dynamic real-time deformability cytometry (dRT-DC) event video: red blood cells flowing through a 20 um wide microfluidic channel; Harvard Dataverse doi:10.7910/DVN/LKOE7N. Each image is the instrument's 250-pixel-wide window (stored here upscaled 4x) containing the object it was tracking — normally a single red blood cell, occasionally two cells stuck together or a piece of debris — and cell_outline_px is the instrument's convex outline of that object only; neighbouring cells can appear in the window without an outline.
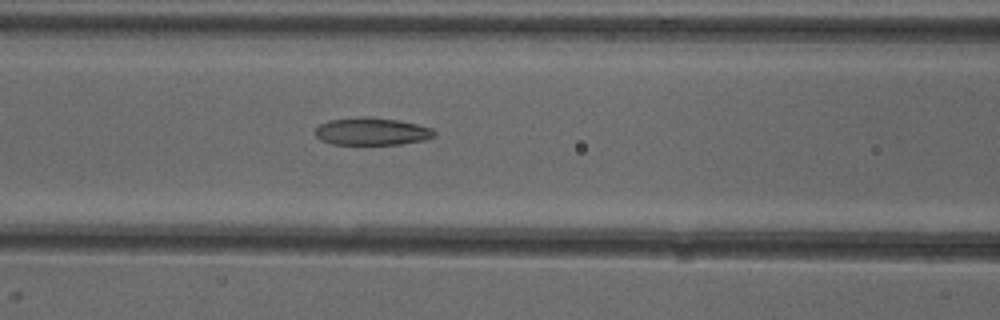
{"species": "common noctule bat (a hibernating species)", "species_latin": "Nyctalus noctula", "temperature_condition": "cold", "stored_images_in_passage": 40, "camera_frame_rate_fps": 3000, "um_per_image_px": 0.085, "animal": {"sex": "female"}, "frame": {"image": 1, "passage_image": 10, "time_ms": 3.0, "image_size_px": [1000, 320], "cell_outline_px": [[436, 136], [424, 140], [400, 144], [332, 144], [320, 140], [316, 136], [316, 128], [320, 124], [328, 120], [360, 116], [372, 116], [396, 120], [416, 124], [432, 128], [436, 132]], "centroid_in_image_um": [31.6, 11.16], "position_along_channel_um": 135.0, "area_um2": 19.19}}
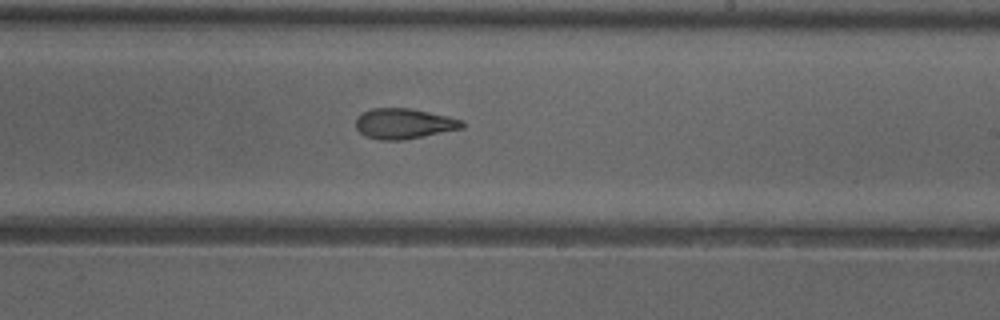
{"frame": {"image": 2, "passage_image": 19, "time_ms": 6.0, "image_size_px": [1000, 320], "cell_outline_px": [[464, 128], [400, 140], [380, 140], [364, 136], [356, 128], [356, 116], [360, 112], [372, 108], [412, 108], [448, 116], [464, 120]], "centroid_in_image_um": [34.3, 10.49], "position_along_channel_um": 254.7, "area_um2": 18.96}}
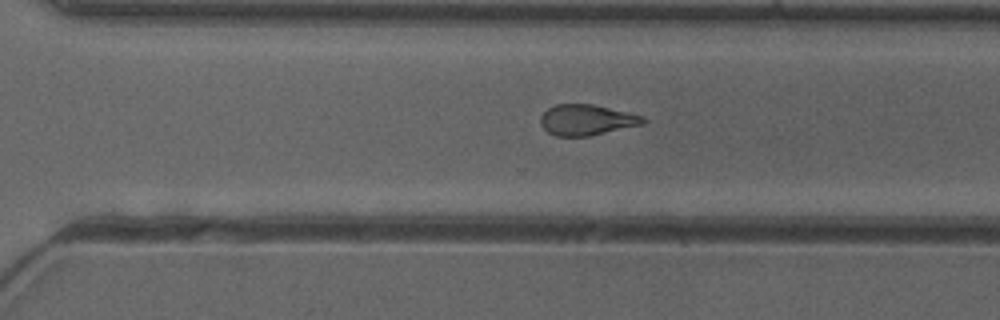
{"frame": {"image": 3, "passage_image": 24, "time_ms": 7.667, "image_size_px": [1000, 320], "cell_outline_px": [[648, 120], [644, 124], [588, 136], [556, 136], [548, 132], [540, 124], [540, 116], [548, 108], [556, 104], [592, 104], [644, 116]], "centroid_in_image_um": [49.86, 10.19], "position_along_channel_um": 320.7, "area_um2": 18.32}, "authors_computed_cell_mechanics": {"area_um2": 19.4208, "velocity_mm_per_s": 3.9885, "shape_relaxation_time_tau1_ms": 7.8529, "shape_relaxation_time_tau2_ms": 2.472, "deformation_change_tau1": 0.1801, "deformation_change_tau2": 0.0988}}